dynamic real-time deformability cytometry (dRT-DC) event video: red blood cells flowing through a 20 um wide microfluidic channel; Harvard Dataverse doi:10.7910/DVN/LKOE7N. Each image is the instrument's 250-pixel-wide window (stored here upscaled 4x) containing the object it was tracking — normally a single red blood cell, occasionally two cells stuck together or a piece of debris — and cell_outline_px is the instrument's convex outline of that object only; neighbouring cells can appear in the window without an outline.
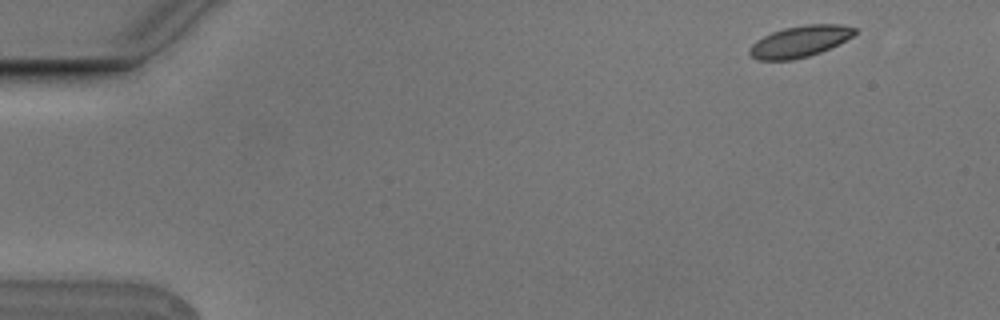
{"species": "Egyptian fruit bat (a non-hibernating species)", "species_latin": "Rousettus aegyptiacus", "temperature_condition": "cold", "stored_images_in_passage": 3, "camera_frame_rate_fps": 3000, "um_per_image_px": 0.085, "animal": {"sex": "male"}, "frame": {"image": 1, "passage_image": 1, "time_ms": 0.0, "image_size_px": [1000, 320], "cell_outline_px": [[856, 32], [852, 36], [820, 52], [808, 56], [792, 60], [760, 60], [752, 56], [748, 52], [748, 48], [756, 40], [772, 32], [784, 28], [804, 24], [840, 24], [856, 28]], "centroid_in_image_um": [67.95, 3.51], "position_along_channel_um": 17.1, "area_um2": 19.02}}